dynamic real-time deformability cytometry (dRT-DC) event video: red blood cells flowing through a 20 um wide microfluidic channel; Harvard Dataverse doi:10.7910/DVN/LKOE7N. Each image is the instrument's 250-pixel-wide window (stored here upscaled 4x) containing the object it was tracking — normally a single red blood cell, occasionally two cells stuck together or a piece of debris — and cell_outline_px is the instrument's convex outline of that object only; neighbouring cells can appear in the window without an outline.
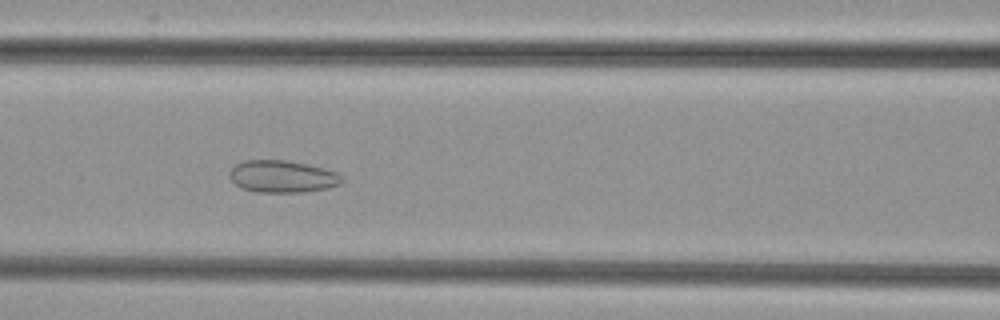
{"species": "common noctule bat (a hibernating species)", "species_latin": "Nyctalus noctula", "temperature_condition": "cold", "stored_images_in_passage": 52, "camera_frame_rate_fps": 3000, "um_per_image_px": 0.085, "animal": {"sex": "female", "body_mass_g": 29.2, "forearm_length_mm": 56.3}, "frame": {"image": 1, "passage_image": 23, "time_ms": 7.333, "image_size_px": [1000, 320], "cell_outline_px": [[344, 180], [340, 184], [328, 188], [304, 192], [256, 192], [240, 188], [232, 180], [232, 168], [236, 164], [244, 160], [284, 160], [324, 168], [336, 172], [344, 176]], "centroid_in_image_um": [24.05, 15.01], "position_along_channel_um": 142.6, "area_um2": 20.92}}
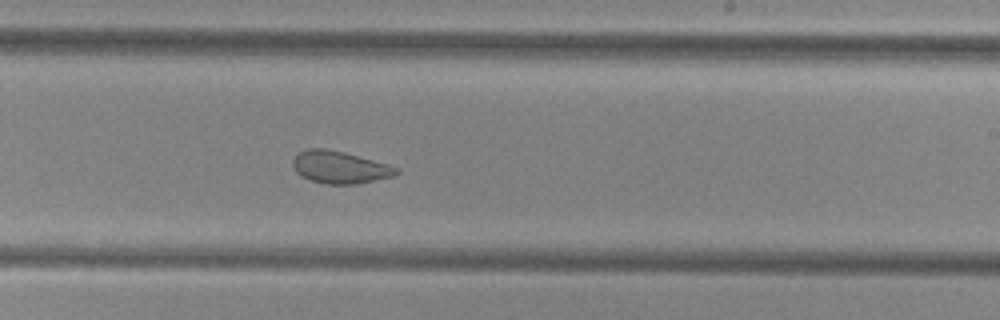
{"frame": {"image": 2, "passage_image": 32, "time_ms": 10.333, "image_size_px": [1000, 320], "cell_outline_px": [[400, 172], [392, 176], [356, 184], [328, 184], [312, 180], [300, 176], [296, 172], [292, 164], [292, 160], [300, 152], [308, 148], [328, 148], [344, 152], [388, 164], [400, 168]], "centroid_in_image_um": [28.88, 14.21], "position_along_channel_um": 260.1, "area_um2": 19.42}}
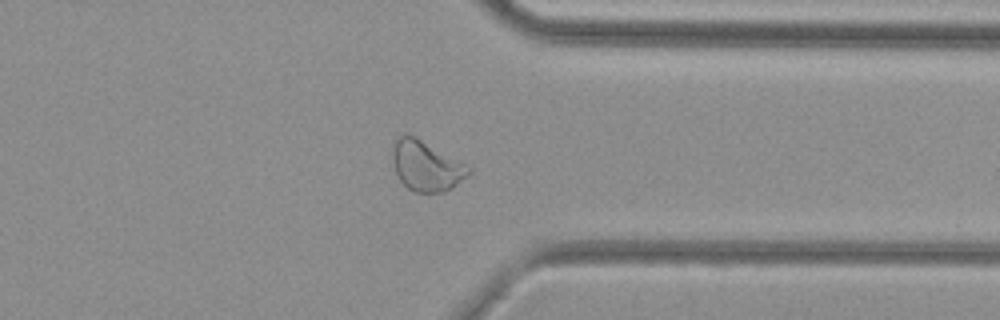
{"frame": {"image": 3, "passage_image": 41, "time_ms": 13.333, "image_size_px": [1000, 320], "cell_outline_px": [[472, 172], [452, 188], [444, 192], [416, 192], [408, 188], [400, 180], [396, 172], [392, 160], [392, 148], [396, 136], [408, 132], [416, 136], [472, 168]], "centroid_in_image_um": [36.2, 14.07], "position_along_channel_um": 375.2, "area_um2": 22.37}}